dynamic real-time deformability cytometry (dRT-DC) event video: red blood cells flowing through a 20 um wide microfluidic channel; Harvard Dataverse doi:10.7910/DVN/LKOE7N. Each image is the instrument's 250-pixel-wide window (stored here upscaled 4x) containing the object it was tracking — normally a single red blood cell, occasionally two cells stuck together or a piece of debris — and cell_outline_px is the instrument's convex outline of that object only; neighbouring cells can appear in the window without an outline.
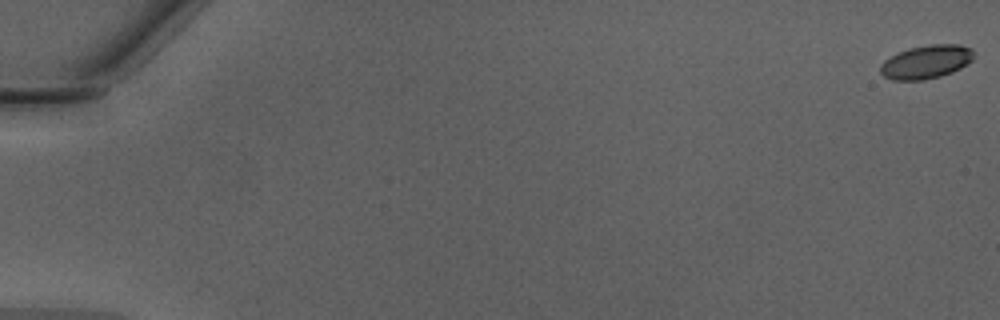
{"species": "Egyptian fruit bat (a non-hibernating species)", "species_latin": "Rousettus aegyptiacus", "temperature_condition": "warm", "stored_images_in_passage": 51, "camera_frame_rate_fps": 3000, "um_per_image_px": 0.085, "animal": {"sex": "male"}, "frame": {"image": 1, "passage_image": 1, "time_ms": 0.0, "image_size_px": [1000, 320], "cell_outline_px": [[976, 56], [972, 60], [960, 68], [952, 72], [940, 76], [924, 80], [892, 80], [884, 76], [880, 72], [880, 64], [884, 60], [908, 48], [932, 44], [960, 44], [972, 48]], "centroid_in_image_um": [78.75, 5.25], "position_along_channel_um": 6.2, "area_um2": 18.32}}
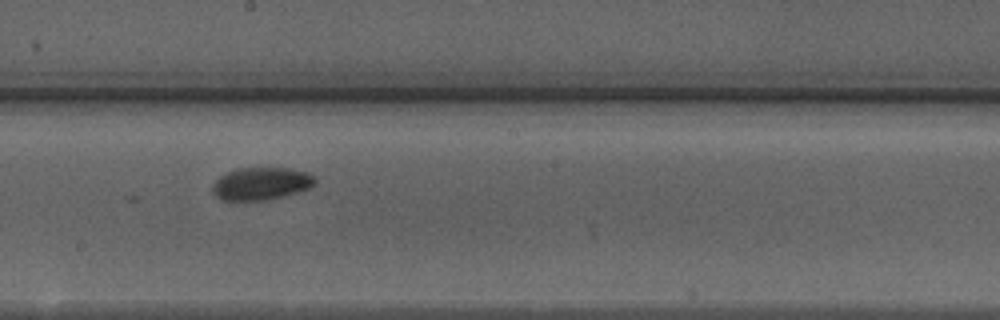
{"frame": {"image": 2, "passage_image": 30, "time_ms": 9.667, "image_size_px": [1000, 320], "cell_outline_px": [[316, 184], [308, 188], [296, 192], [264, 200], [220, 200], [212, 192], [212, 184], [220, 176], [236, 168], [288, 168], [308, 172], [316, 180]], "centroid_in_image_um": [22.17, 15.6], "position_along_channel_um": 226.0, "area_um2": 19.31}}
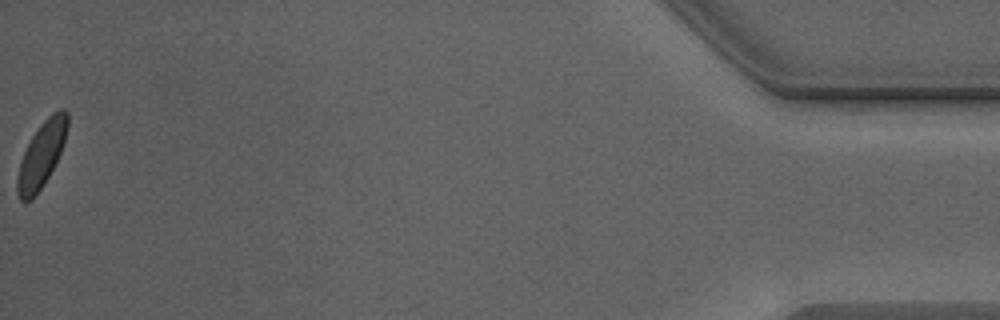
{"frame": {"image": 3, "passage_image": 51, "time_ms": 16.667, "image_size_px": [1000, 320], "cell_outline_px": [[68, 128], [64, 144], [48, 176], [32, 200], [20, 200], [16, 192], [16, 180], [20, 160], [32, 136], [44, 120], [52, 112], [60, 108], [64, 108], [68, 112]], "centroid_in_image_um": [3.53, 13.11], "position_along_channel_um": 431.7, "area_um2": 18.96}, "authors_computed_cell_mechanics": {"area_um2": 19.1318, "velocity_mm_per_s": 4.2571, "shape_relaxation_time_tau1_ms": 3.47, "shape_relaxation_time_tau2_ms": 1.6448, "deformation_change_tau1": 0.0781, "deformation_change_tau2": 0.0356}}